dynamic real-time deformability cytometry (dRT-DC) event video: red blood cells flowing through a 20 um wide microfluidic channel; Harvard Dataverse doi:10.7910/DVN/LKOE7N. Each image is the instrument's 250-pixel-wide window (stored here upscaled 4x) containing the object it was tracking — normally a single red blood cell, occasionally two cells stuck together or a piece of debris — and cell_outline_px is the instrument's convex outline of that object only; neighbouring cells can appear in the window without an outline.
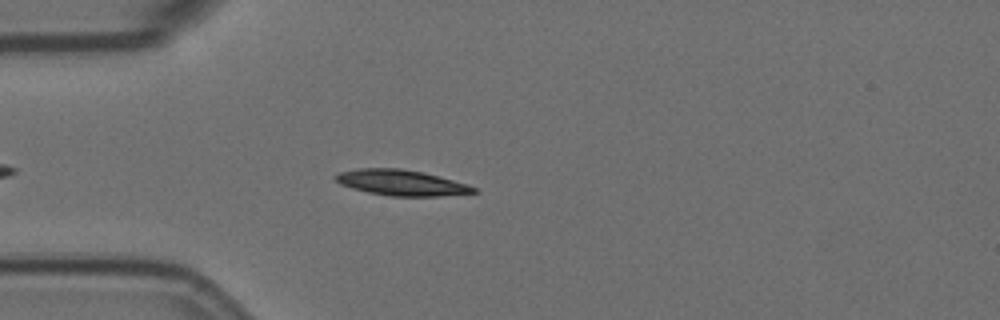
{"species": "Egyptian fruit bat (a non-hibernating species)", "species_latin": "Rousettus aegyptiacus", "temperature_condition": "room temperature", "stored_images_in_passage": 49, "camera_frame_rate_fps": 3000, "um_per_image_px": 0.085, "animal": {"sex": "female"}, "frame": {"image": 1, "passage_image": 7, "time_ms": 2.0, "image_size_px": [1000, 320], "cell_outline_px": [[480, 192], [440, 196], [392, 196], [368, 192], [352, 188], [340, 184], [332, 176], [340, 172], [360, 168], [400, 168], [424, 172], [468, 184], [476, 188]], "centroid_in_image_um": [34.13, 15.52], "position_along_channel_um": 50.9, "area_um2": 20.69}}
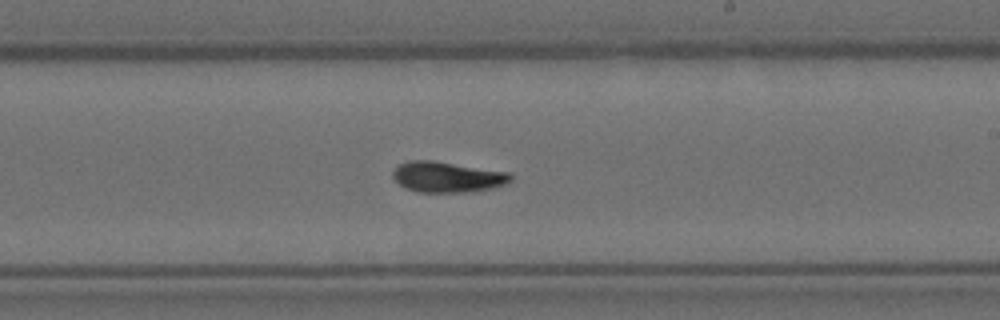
{"frame": {"image": 2, "passage_image": 25, "time_ms": 8.0, "image_size_px": [1000, 320], "cell_outline_px": [[512, 180], [508, 184], [496, 188], [472, 192], [416, 192], [400, 184], [392, 176], [392, 172], [400, 164], [408, 160], [432, 160], [512, 172]], "centroid_in_image_um": [38.11, 15.04], "position_along_channel_um": 250.9, "area_um2": 21.39}}
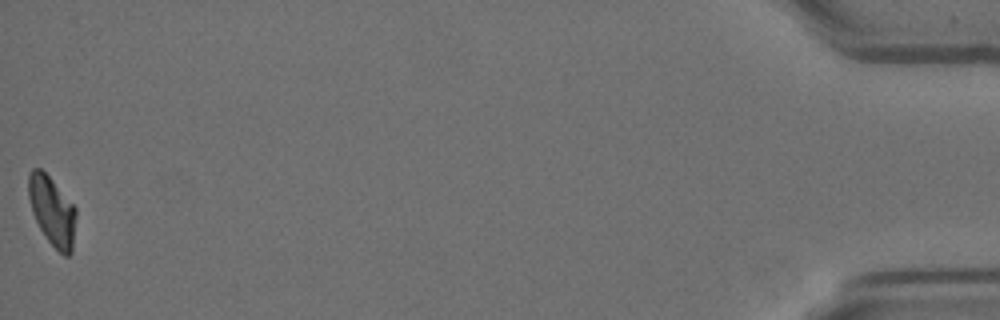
{"frame": {"image": 3, "passage_image": 49, "time_ms": 16.0, "image_size_px": [1000, 320], "cell_outline_px": [[76, 216], [72, 252], [68, 256], [64, 256], [48, 240], [40, 228], [32, 212], [28, 196], [28, 172], [32, 168], [40, 168], [52, 180], [76, 208]], "centroid_in_image_um": [4.42, 17.92], "position_along_channel_um": 430.8, "area_um2": 18.96}, "authors_computed_cell_mechanics": {"area_um2": 19.941, "velocity_mm_per_s": 3.4956, "shape_relaxation_time_tau1_ms": null, "shape_relaxation_time_tau2_ms": 5.0976, "deformation_change_tau1": null, "deformation_change_tau2": 0.0924}}